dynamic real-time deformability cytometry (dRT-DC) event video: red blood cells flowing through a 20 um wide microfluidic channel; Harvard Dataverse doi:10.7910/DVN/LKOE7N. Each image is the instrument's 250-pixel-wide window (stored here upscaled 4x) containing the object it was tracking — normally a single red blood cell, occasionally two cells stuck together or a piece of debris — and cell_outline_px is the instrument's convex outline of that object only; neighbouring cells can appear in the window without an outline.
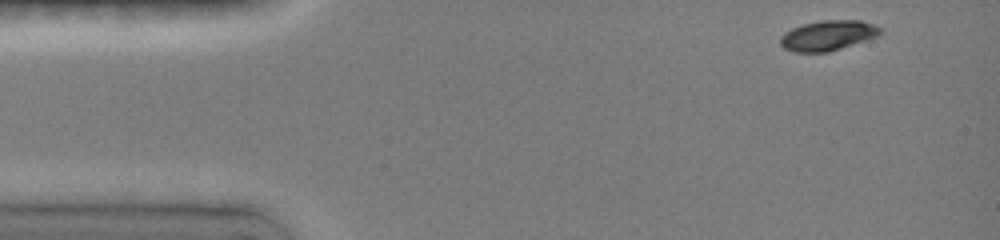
{"species": "common noctule bat (a hibernating species)", "species_latin": "Nyctalus noctula", "temperature_condition": "room temperature", "stored_images_in_passage": 37, "camera_frame_rate_fps": 3000, "um_per_image_px": 0.085, "animal": {"sex": "female", "body_mass_g": 19.0, "forearm_length_mm": 51.5}, "frame": {"image": 1, "passage_image": 1, "time_ms": 0.0, "image_size_px": [1000, 240], "cell_outline_px": [[880, 36], [828, 52], [796, 52], [784, 48], [780, 44], [780, 36], [792, 28], [804, 24], [824, 20], [860, 20], [872, 24], [880, 28]], "centroid_in_image_um": [70.37, 3.02], "position_along_channel_um": 14.6, "area_um2": 17.4}}
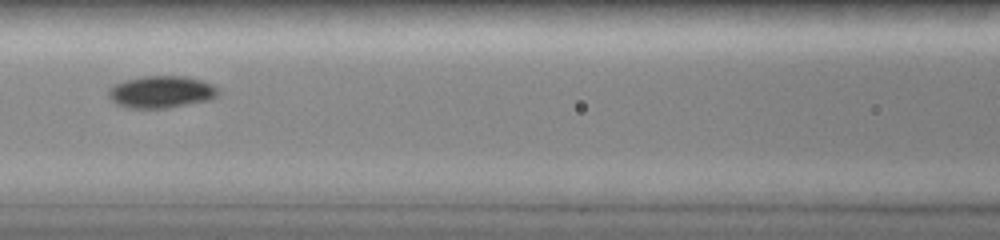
{"frame": {"image": 2, "passage_image": 15, "time_ms": 5.667, "image_size_px": [1000, 240], "cell_outline_px": [[216, 96], [208, 100], [164, 108], [128, 108], [116, 104], [108, 96], [108, 92], [116, 84], [140, 76], [184, 76], [200, 80], [216, 88]], "centroid_in_image_um": [13.65, 7.82], "position_along_channel_um": 153.0, "area_um2": 19.94}}
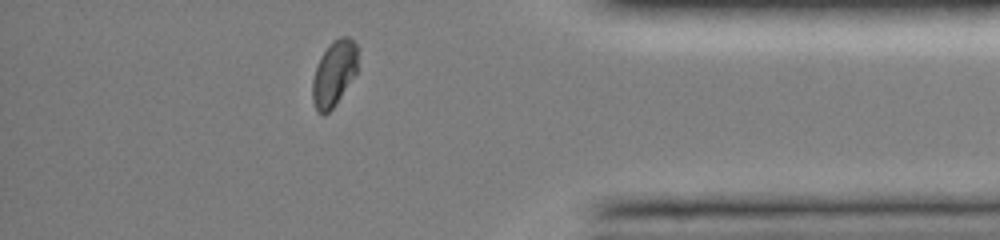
{"frame": {"image": 3, "passage_image": 34, "time_ms": 12.333, "image_size_px": [1000, 240], "cell_outline_px": [[356, 72], [332, 108], [324, 116], [316, 112], [312, 100], [312, 80], [320, 56], [332, 40], [340, 36], [348, 36], [356, 44]], "centroid_in_image_um": [28.34, 6.24], "position_along_channel_um": 406.9, "area_um2": 17.05}, "authors_computed_cell_mechanics": {"area_um2": 18.3226, "velocity_mm_per_s": 4.0354, "shape_relaxation_time_tau1_ms": 2.6642, "shape_relaxation_time_tau2_ms": 4.9618, "deformation_change_tau1": 0.1271, "deformation_change_tau2": 0.0423}}